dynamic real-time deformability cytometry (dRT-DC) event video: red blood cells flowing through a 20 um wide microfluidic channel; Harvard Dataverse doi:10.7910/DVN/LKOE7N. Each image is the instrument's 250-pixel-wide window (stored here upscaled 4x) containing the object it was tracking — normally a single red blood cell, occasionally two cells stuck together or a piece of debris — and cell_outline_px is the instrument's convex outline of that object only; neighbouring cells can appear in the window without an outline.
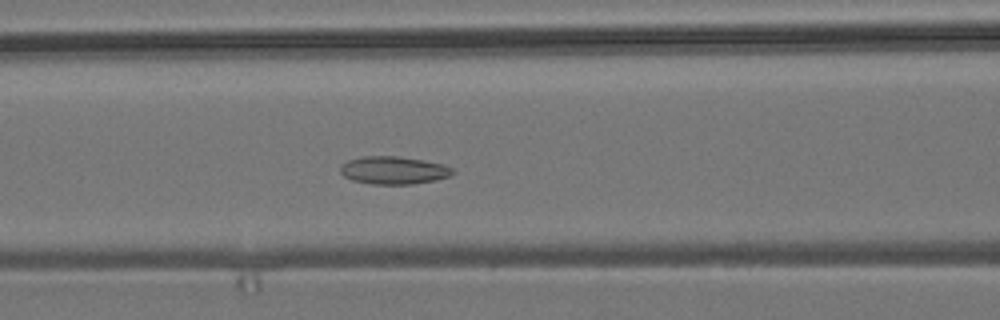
{"species": "common noctule bat (a hibernating species)", "species_latin": "Nyctalus noctula", "temperature_condition": "room temperature", "stored_images_in_passage": 53, "camera_frame_rate_fps": 3000, "um_per_image_px": 0.085, "animal": {"sex": "male", "body_mass_g": 19.2, "forearm_length_mm": 51.8}, "frame": {"image": 1, "passage_image": 22, "time_ms": 7.0, "image_size_px": [1000, 320], "cell_outline_px": [[456, 172], [448, 176], [436, 180], [412, 184], [372, 184], [352, 180], [344, 176], [340, 172], [340, 168], [348, 160], [360, 156], [400, 156], [444, 164], [452, 168]], "centroid_in_image_um": [33.46, 14.47], "position_along_channel_um": 133.1, "area_um2": 18.21}}
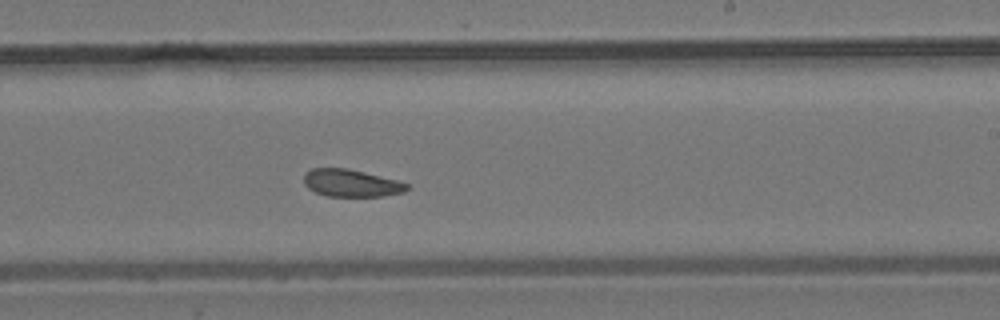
{"frame": {"image": 2, "passage_image": 32, "time_ms": 10.333, "image_size_px": [1000, 320], "cell_outline_px": [[408, 188], [404, 192], [384, 196], [328, 196], [316, 192], [308, 188], [304, 184], [304, 176], [312, 168], [348, 168], [396, 180], [408, 184]], "centroid_in_image_um": [29.85, 15.56], "position_along_channel_um": 259.2, "area_um2": 16.24}}
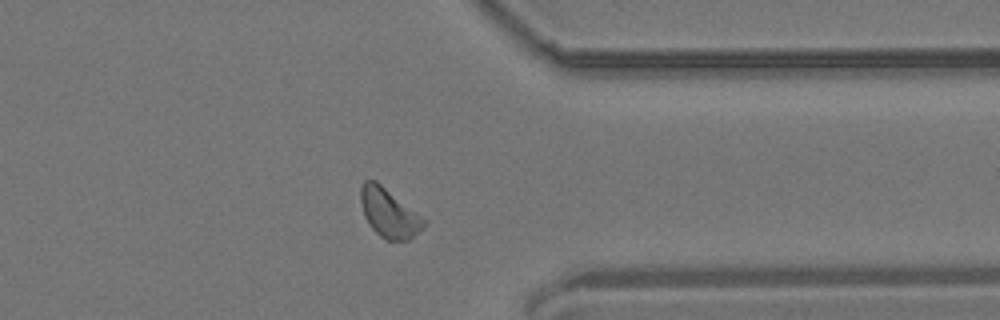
{"frame": {"image": 3, "passage_image": 42, "time_ms": 13.667, "image_size_px": [1000, 320], "cell_outline_px": [[428, 220], [408, 240], [388, 240], [380, 236], [368, 224], [364, 216], [360, 200], [360, 188], [364, 180], [376, 180]], "centroid_in_image_um": [33.04, 18.07], "position_along_channel_um": 378.4, "area_um2": 17.92}, "authors_computed_cell_mechanics": {"area_um2": 17.918, "velocity_mm_per_s": 3.7971, "shape_relaxation_time_tau1_ms": 8.3996, "shape_relaxation_time_tau2_ms": null, "deformation_change_tau1": 0.0942, "deformation_change_tau2": null}}